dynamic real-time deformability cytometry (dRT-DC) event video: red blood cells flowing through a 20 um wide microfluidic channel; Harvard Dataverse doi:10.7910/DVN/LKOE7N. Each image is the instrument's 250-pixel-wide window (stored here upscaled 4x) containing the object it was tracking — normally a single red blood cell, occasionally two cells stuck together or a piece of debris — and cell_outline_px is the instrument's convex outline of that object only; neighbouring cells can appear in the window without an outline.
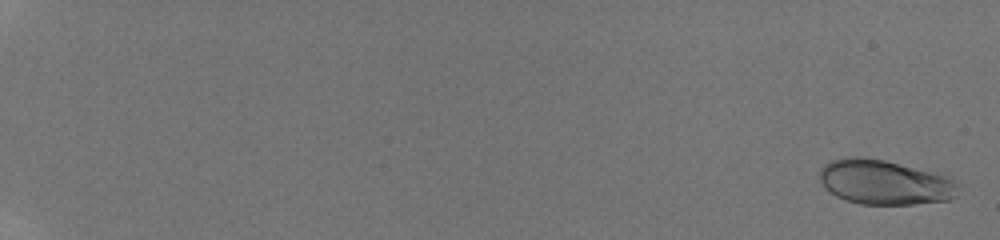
{"species": "human", "species_latin": "Homo sapiens", "temperature_condition": "room temperature", "stored_images_in_passage": 23, "camera_frame_rate_fps": 3000, "um_per_image_px": 0.085, "donor": {"sex": "male"}, "frame": {"image": 1, "passage_image": 1, "time_ms": 0.0, "image_size_px": [1000, 240], "cell_outline_px": [[960, 184], [956, 196], [948, 200], [912, 204], [860, 204], [844, 200], [836, 196], [824, 188], [820, 180], [820, 168], [828, 160], [844, 156], [856, 156], [884, 160], [948, 172]], "centroid_in_image_um": [75.27, 15.45], "position_along_channel_um": 9.7, "area_um2": 37.45}}
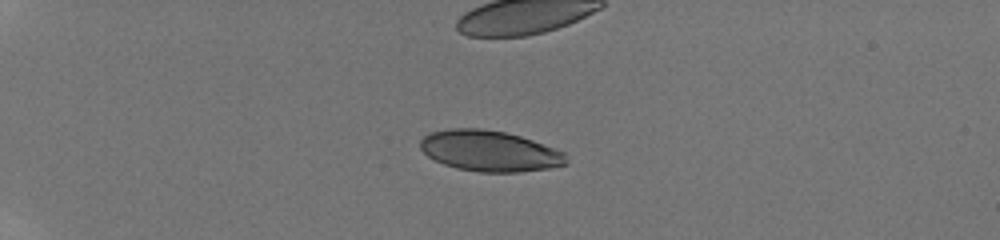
{"frame": {"image": 2, "passage_image": 7, "time_ms": 5.0, "image_size_px": [1000, 240], "cell_outline_px": [[568, 164], [548, 168], [520, 172], [480, 172], [456, 168], [444, 164], [428, 156], [420, 148], [420, 140], [424, 136], [432, 132], [448, 128], [480, 128], [504, 132], [520, 136], [532, 140], [564, 152]], "centroid_in_image_um": [41.6, 12.83], "position_along_channel_um": 43.4, "area_um2": 34.56}, "authors_computed_cell_mechanics": {"area_um2": 37.3966, "velocity_mm_per_s": 4.1502, "shape_relaxation_time_tau1_ms": 4.4208, "shape_relaxation_time_tau2_ms": 0.7635, "deformation_change_tau1": 0.1546, "deformation_change_tau2": 0.0511}}